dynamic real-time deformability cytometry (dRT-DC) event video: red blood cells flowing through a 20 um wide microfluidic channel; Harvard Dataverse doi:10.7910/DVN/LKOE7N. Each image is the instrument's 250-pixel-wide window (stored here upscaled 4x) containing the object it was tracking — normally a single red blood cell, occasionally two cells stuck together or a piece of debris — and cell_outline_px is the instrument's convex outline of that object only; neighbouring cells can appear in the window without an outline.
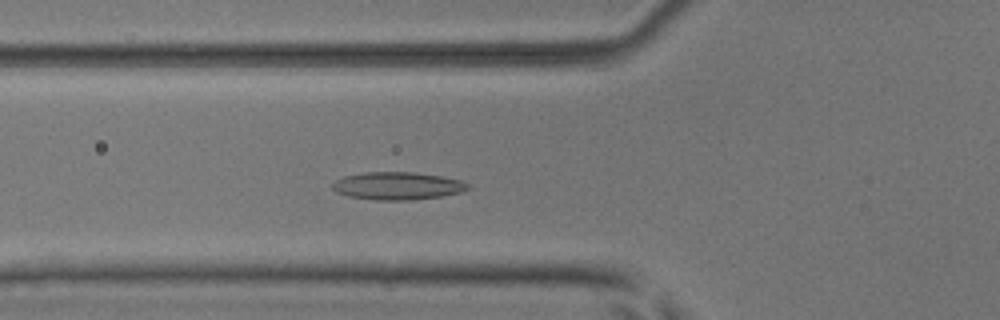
{"species": "common noctule bat (a hibernating species)", "species_latin": "Nyctalus noctula", "temperature_condition": "room temperature", "stored_images_in_passage": 47, "camera_frame_rate_fps": 3000, "um_per_image_px": 0.085, "animal": {"sex": "male", "body_mass_g": 17.9, "forearm_length_mm": 54.2}, "frame": {"image": 1, "passage_image": 15, "time_ms": 4.667, "image_size_px": [1000, 320], "cell_outline_px": [[472, 188], [460, 192], [440, 196], [412, 200], [376, 200], [348, 196], [336, 192], [332, 188], [332, 184], [336, 180], [344, 176], [364, 172], [416, 172], [464, 180], [472, 184]], "centroid_in_image_um": [33.84, 15.79], "position_along_channel_um": 92.0, "area_um2": 22.08}}
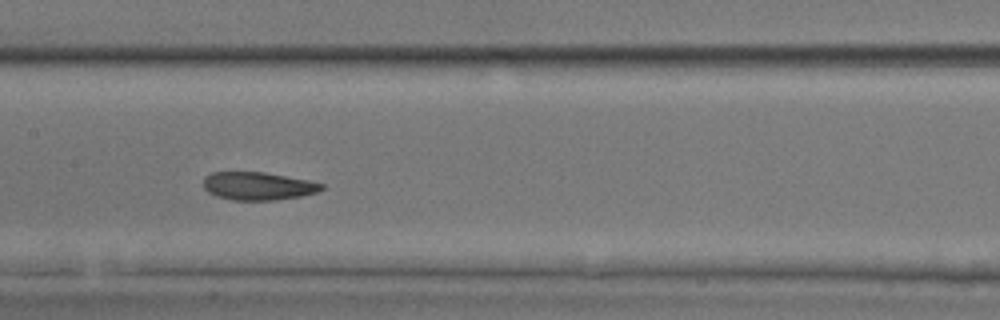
{"frame": {"image": 2, "passage_image": 22, "time_ms": 7.0, "image_size_px": [1000, 320], "cell_outline_px": [[324, 188], [316, 192], [300, 196], [276, 200], [232, 200], [216, 196], [208, 192], [204, 188], [204, 176], [212, 172], [264, 172], [308, 180], [324, 184]], "centroid_in_image_um": [21.91, 15.81], "position_along_channel_um": 185.5, "area_um2": 19.25}}
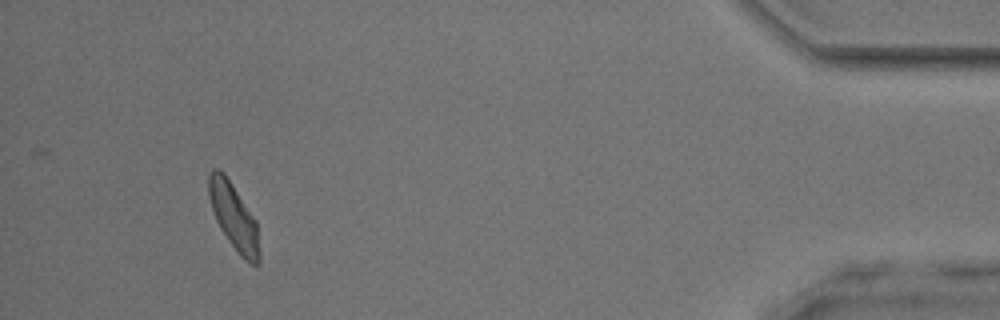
{"frame": {"image": 3, "passage_image": 44, "time_ms": 14.333, "image_size_px": [1000, 320], "cell_outline_px": [[260, 260], [256, 268], [244, 260], [240, 256], [228, 240], [220, 228], [216, 220], [208, 196], [208, 176], [212, 168], [220, 168], [224, 172], [256, 220], [260, 252]], "centroid_in_image_um": [19.88, 18.44], "position_along_channel_um": 415.3, "area_um2": 19.77}, "authors_computed_cell_mechanics": {"area_um2": 20.23, "velocity_mm_per_s": 4.0027, "shape_relaxation_time_tau1_ms": 4.643, "shape_relaxation_time_tau2_ms": 1.8472, "deformation_change_tau1": 0.1068, "deformation_change_tau2": 0.0815}}